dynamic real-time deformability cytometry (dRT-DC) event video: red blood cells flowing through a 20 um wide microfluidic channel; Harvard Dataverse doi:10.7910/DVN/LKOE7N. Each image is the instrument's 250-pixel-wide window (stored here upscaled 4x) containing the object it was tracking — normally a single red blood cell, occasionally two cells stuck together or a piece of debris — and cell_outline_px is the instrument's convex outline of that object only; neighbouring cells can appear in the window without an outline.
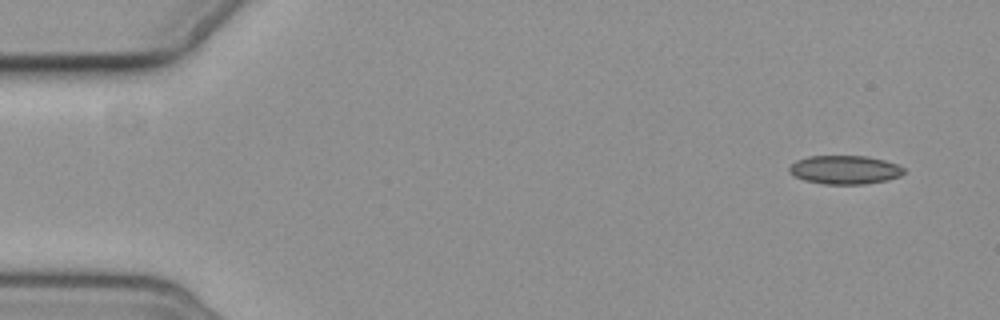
{"species": "common noctule bat (a hibernating species)", "species_latin": "Nyctalus noctula", "temperature_condition": "cold", "stored_images_in_passage": 5, "camera_frame_rate_fps": 3000, "um_per_image_px": 0.085, "animal": {"sex": "female", "body_mass_g": 19.3, "forearm_length_mm": 54.1}, "frame": {"image": 1, "passage_image": 1, "time_ms": 0.0, "image_size_px": [1000, 320], "cell_outline_px": [[904, 172], [900, 176], [888, 180], [864, 184], [824, 184], [804, 180], [788, 172], [788, 168], [796, 160], [808, 156], [868, 156], [884, 160], [896, 164], [904, 168]], "centroid_in_image_um": [71.8, 14.43], "position_along_channel_um": 13.2, "area_um2": 19.13}}